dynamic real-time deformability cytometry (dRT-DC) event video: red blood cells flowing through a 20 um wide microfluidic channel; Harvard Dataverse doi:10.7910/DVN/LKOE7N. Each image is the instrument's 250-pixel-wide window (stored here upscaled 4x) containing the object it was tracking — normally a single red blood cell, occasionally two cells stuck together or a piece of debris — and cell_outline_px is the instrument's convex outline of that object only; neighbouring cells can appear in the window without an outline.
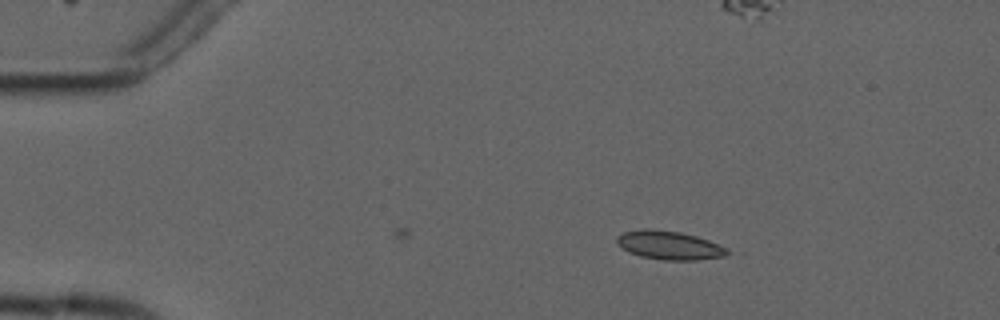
{"species": "common noctule bat (a hibernating species)", "species_latin": "Nyctalus noctula", "temperature_condition": "cold", "stored_images_in_passage": 4, "camera_frame_rate_fps": 3000, "um_per_image_px": 0.085, "animal": {"sex": "male", "forearm_length_mm": 52.5}, "frame": {"image": 1, "passage_image": 4, "time_ms": 3.333, "image_size_px": [1000, 320], "cell_outline_px": [[732, 252], [724, 256], [696, 260], [664, 260], [640, 256], [628, 252], [616, 244], [616, 236], [624, 232], [644, 228], [648, 228], [680, 232], [696, 236], [708, 240], [728, 248]], "centroid_in_image_um": [56.87, 20.84], "position_along_channel_um": 28.1, "area_um2": 18.55}}